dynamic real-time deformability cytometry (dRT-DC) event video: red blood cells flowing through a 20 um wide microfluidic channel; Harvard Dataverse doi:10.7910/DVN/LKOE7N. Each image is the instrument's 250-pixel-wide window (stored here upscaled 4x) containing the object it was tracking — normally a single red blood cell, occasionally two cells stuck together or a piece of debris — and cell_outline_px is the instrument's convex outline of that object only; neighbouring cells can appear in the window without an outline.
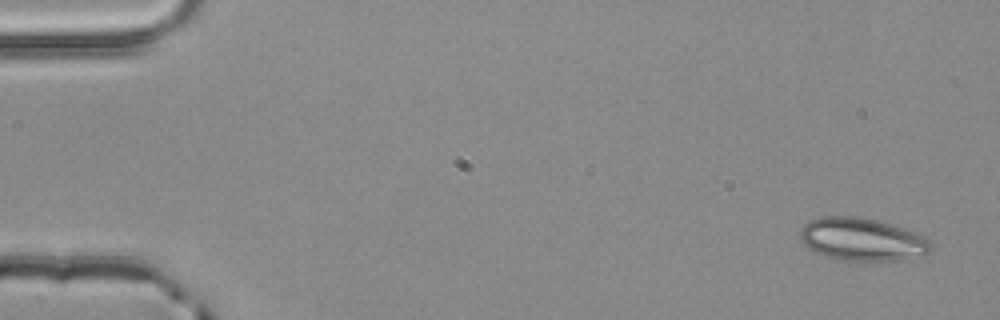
{"species": "common noctule bat (a hibernating species)", "species_latin": "Nyctalus noctula", "temperature_condition": "room temperature", "stored_images_in_passage": 4, "camera_frame_rate_fps": 3000, "um_per_image_px": 0.085, "animal": {"sex": "male", "body_mass_g": 20.4}, "frame": {"image": 1, "passage_image": 1, "time_ms": 0.0, "image_size_px": [1000, 320], "cell_outline_px": [[932, 252], [924, 256], [872, 264], [844, 260], [828, 256], [816, 252], [808, 248], [800, 240], [800, 228], [808, 220], [820, 216], [852, 216], [876, 220], [916, 232], [932, 240]], "centroid_in_image_um": [73.33, 20.38], "position_along_channel_um": 11.7, "area_um2": 33.58}}